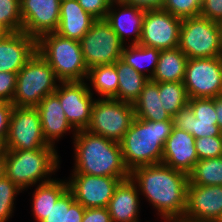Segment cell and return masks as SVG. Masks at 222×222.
<instances>
[{
    "label": "cell",
    "instance_id": "c3c4849f",
    "mask_svg": "<svg viewBox=\"0 0 222 222\" xmlns=\"http://www.w3.org/2000/svg\"><path fill=\"white\" fill-rule=\"evenodd\" d=\"M4 151V145L0 142V154Z\"/></svg>",
    "mask_w": 222,
    "mask_h": 222
},
{
    "label": "cell",
    "instance_id": "836d02e7",
    "mask_svg": "<svg viewBox=\"0 0 222 222\" xmlns=\"http://www.w3.org/2000/svg\"><path fill=\"white\" fill-rule=\"evenodd\" d=\"M202 0H164L163 10L180 19L200 16Z\"/></svg>",
    "mask_w": 222,
    "mask_h": 222
},
{
    "label": "cell",
    "instance_id": "6da1fadb",
    "mask_svg": "<svg viewBox=\"0 0 222 222\" xmlns=\"http://www.w3.org/2000/svg\"><path fill=\"white\" fill-rule=\"evenodd\" d=\"M130 178L164 222L183 219L189 183L187 174L158 163L133 169Z\"/></svg>",
    "mask_w": 222,
    "mask_h": 222
},
{
    "label": "cell",
    "instance_id": "603a6c76",
    "mask_svg": "<svg viewBox=\"0 0 222 222\" xmlns=\"http://www.w3.org/2000/svg\"><path fill=\"white\" fill-rule=\"evenodd\" d=\"M132 105L135 117L138 119L155 122L172 120V117L162 106L161 97H159V83L150 79Z\"/></svg>",
    "mask_w": 222,
    "mask_h": 222
},
{
    "label": "cell",
    "instance_id": "d590c367",
    "mask_svg": "<svg viewBox=\"0 0 222 222\" xmlns=\"http://www.w3.org/2000/svg\"><path fill=\"white\" fill-rule=\"evenodd\" d=\"M75 201L72 192L67 189L51 208L42 222H67L69 206Z\"/></svg>",
    "mask_w": 222,
    "mask_h": 222
},
{
    "label": "cell",
    "instance_id": "4fadbf2b",
    "mask_svg": "<svg viewBox=\"0 0 222 222\" xmlns=\"http://www.w3.org/2000/svg\"><path fill=\"white\" fill-rule=\"evenodd\" d=\"M182 19L163 9L145 10L139 44L166 50L179 47Z\"/></svg>",
    "mask_w": 222,
    "mask_h": 222
},
{
    "label": "cell",
    "instance_id": "2e32d148",
    "mask_svg": "<svg viewBox=\"0 0 222 222\" xmlns=\"http://www.w3.org/2000/svg\"><path fill=\"white\" fill-rule=\"evenodd\" d=\"M60 0H20L22 32L36 40L55 32L60 21Z\"/></svg>",
    "mask_w": 222,
    "mask_h": 222
},
{
    "label": "cell",
    "instance_id": "7402d4cb",
    "mask_svg": "<svg viewBox=\"0 0 222 222\" xmlns=\"http://www.w3.org/2000/svg\"><path fill=\"white\" fill-rule=\"evenodd\" d=\"M96 20L77 0H66L60 3V21L55 33L80 41Z\"/></svg>",
    "mask_w": 222,
    "mask_h": 222
},
{
    "label": "cell",
    "instance_id": "bcb514c9",
    "mask_svg": "<svg viewBox=\"0 0 222 222\" xmlns=\"http://www.w3.org/2000/svg\"><path fill=\"white\" fill-rule=\"evenodd\" d=\"M5 176V151L0 154V179Z\"/></svg>",
    "mask_w": 222,
    "mask_h": 222
},
{
    "label": "cell",
    "instance_id": "1f68e13d",
    "mask_svg": "<svg viewBox=\"0 0 222 222\" xmlns=\"http://www.w3.org/2000/svg\"><path fill=\"white\" fill-rule=\"evenodd\" d=\"M0 27L5 32L22 31L20 0H0Z\"/></svg>",
    "mask_w": 222,
    "mask_h": 222
},
{
    "label": "cell",
    "instance_id": "7dc6e473",
    "mask_svg": "<svg viewBox=\"0 0 222 222\" xmlns=\"http://www.w3.org/2000/svg\"><path fill=\"white\" fill-rule=\"evenodd\" d=\"M109 5L127 3L128 0H106Z\"/></svg>",
    "mask_w": 222,
    "mask_h": 222
},
{
    "label": "cell",
    "instance_id": "8992f818",
    "mask_svg": "<svg viewBox=\"0 0 222 222\" xmlns=\"http://www.w3.org/2000/svg\"><path fill=\"white\" fill-rule=\"evenodd\" d=\"M61 82L52 67L36 51L17 73L13 106L37 107L47 95L53 94Z\"/></svg>",
    "mask_w": 222,
    "mask_h": 222
},
{
    "label": "cell",
    "instance_id": "ba28073f",
    "mask_svg": "<svg viewBox=\"0 0 222 222\" xmlns=\"http://www.w3.org/2000/svg\"><path fill=\"white\" fill-rule=\"evenodd\" d=\"M134 118L131 103L98 97L94 101L91 122L86 130L120 144Z\"/></svg>",
    "mask_w": 222,
    "mask_h": 222
},
{
    "label": "cell",
    "instance_id": "f907efd6",
    "mask_svg": "<svg viewBox=\"0 0 222 222\" xmlns=\"http://www.w3.org/2000/svg\"><path fill=\"white\" fill-rule=\"evenodd\" d=\"M170 222H187V221H184V220L182 219V220H174V221H170Z\"/></svg>",
    "mask_w": 222,
    "mask_h": 222
},
{
    "label": "cell",
    "instance_id": "d4e9b609",
    "mask_svg": "<svg viewBox=\"0 0 222 222\" xmlns=\"http://www.w3.org/2000/svg\"><path fill=\"white\" fill-rule=\"evenodd\" d=\"M68 189L67 180L53 179L44 184H38L32 197V214L37 222H42L54 206L58 198Z\"/></svg>",
    "mask_w": 222,
    "mask_h": 222
},
{
    "label": "cell",
    "instance_id": "e0dca14e",
    "mask_svg": "<svg viewBox=\"0 0 222 222\" xmlns=\"http://www.w3.org/2000/svg\"><path fill=\"white\" fill-rule=\"evenodd\" d=\"M36 52V39L25 32L0 36V72L18 73Z\"/></svg>",
    "mask_w": 222,
    "mask_h": 222
},
{
    "label": "cell",
    "instance_id": "277c9868",
    "mask_svg": "<svg viewBox=\"0 0 222 222\" xmlns=\"http://www.w3.org/2000/svg\"><path fill=\"white\" fill-rule=\"evenodd\" d=\"M4 151L5 175L23 191L53 180L51 174L60 167L58 152L52 145L36 150Z\"/></svg>",
    "mask_w": 222,
    "mask_h": 222
},
{
    "label": "cell",
    "instance_id": "f1b7e54d",
    "mask_svg": "<svg viewBox=\"0 0 222 222\" xmlns=\"http://www.w3.org/2000/svg\"><path fill=\"white\" fill-rule=\"evenodd\" d=\"M90 81L92 89L100 98L118 100V76L115 64L99 65L88 69L86 81Z\"/></svg>",
    "mask_w": 222,
    "mask_h": 222
},
{
    "label": "cell",
    "instance_id": "44dd1931",
    "mask_svg": "<svg viewBox=\"0 0 222 222\" xmlns=\"http://www.w3.org/2000/svg\"><path fill=\"white\" fill-rule=\"evenodd\" d=\"M137 185L128 178L119 183L109 202L112 222H140V199Z\"/></svg>",
    "mask_w": 222,
    "mask_h": 222
},
{
    "label": "cell",
    "instance_id": "f6af8a7d",
    "mask_svg": "<svg viewBox=\"0 0 222 222\" xmlns=\"http://www.w3.org/2000/svg\"><path fill=\"white\" fill-rule=\"evenodd\" d=\"M215 111L217 115V124L222 131V95L215 97Z\"/></svg>",
    "mask_w": 222,
    "mask_h": 222
},
{
    "label": "cell",
    "instance_id": "30bf717a",
    "mask_svg": "<svg viewBox=\"0 0 222 222\" xmlns=\"http://www.w3.org/2000/svg\"><path fill=\"white\" fill-rule=\"evenodd\" d=\"M184 86L189 99L222 95V56L187 60Z\"/></svg>",
    "mask_w": 222,
    "mask_h": 222
},
{
    "label": "cell",
    "instance_id": "8d00e7d4",
    "mask_svg": "<svg viewBox=\"0 0 222 222\" xmlns=\"http://www.w3.org/2000/svg\"><path fill=\"white\" fill-rule=\"evenodd\" d=\"M188 105L200 121H217L215 98L189 99Z\"/></svg>",
    "mask_w": 222,
    "mask_h": 222
},
{
    "label": "cell",
    "instance_id": "5b68a950",
    "mask_svg": "<svg viewBox=\"0 0 222 222\" xmlns=\"http://www.w3.org/2000/svg\"><path fill=\"white\" fill-rule=\"evenodd\" d=\"M36 51L52 67L61 82L86 81L88 67L78 40L52 32L36 40Z\"/></svg>",
    "mask_w": 222,
    "mask_h": 222
},
{
    "label": "cell",
    "instance_id": "8fae6325",
    "mask_svg": "<svg viewBox=\"0 0 222 222\" xmlns=\"http://www.w3.org/2000/svg\"><path fill=\"white\" fill-rule=\"evenodd\" d=\"M48 146L37 108L14 106L4 150H36Z\"/></svg>",
    "mask_w": 222,
    "mask_h": 222
},
{
    "label": "cell",
    "instance_id": "ac0fdd59",
    "mask_svg": "<svg viewBox=\"0 0 222 222\" xmlns=\"http://www.w3.org/2000/svg\"><path fill=\"white\" fill-rule=\"evenodd\" d=\"M198 160L194 136L173 127L165 141L161 163L188 175Z\"/></svg>",
    "mask_w": 222,
    "mask_h": 222
},
{
    "label": "cell",
    "instance_id": "7bdbcfd3",
    "mask_svg": "<svg viewBox=\"0 0 222 222\" xmlns=\"http://www.w3.org/2000/svg\"><path fill=\"white\" fill-rule=\"evenodd\" d=\"M84 213L85 207H83L79 202L74 201L69 206L67 222H82Z\"/></svg>",
    "mask_w": 222,
    "mask_h": 222
},
{
    "label": "cell",
    "instance_id": "9a60e30c",
    "mask_svg": "<svg viewBox=\"0 0 222 222\" xmlns=\"http://www.w3.org/2000/svg\"><path fill=\"white\" fill-rule=\"evenodd\" d=\"M183 220L187 222H221L222 185L200 186L188 183Z\"/></svg>",
    "mask_w": 222,
    "mask_h": 222
},
{
    "label": "cell",
    "instance_id": "d6a6232c",
    "mask_svg": "<svg viewBox=\"0 0 222 222\" xmlns=\"http://www.w3.org/2000/svg\"><path fill=\"white\" fill-rule=\"evenodd\" d=\"M21 190L6 175L0 179V222H7L14 212V201Z\"/></svg>",
    "mask_w": 222,
    "mask_h": 222
},
{
    "label": "cell",
    "instance_id": "5bb4252c",
    "mask_svg": "<svg viewBox=\"0 0 222 222\" xmlns=\"http://www.w3.org/2000/svg\"><path fill=\"white\" fill-rule=\"evenodd\" d=\"M122 180L117 177L71 174L68 189L75 201L85 208H107L116 187Z\"/></svg>",
    "mask_w": 222,
    "mask_h": 222
},
{
    "label": "cell",
    "instance_id": "ffe728a7",
    "mask_svg": "<svg viewBox=\"0 0 222 222\" xmlns=\"http://www.w3.org/2000/svg\"><path fill=\"white\" fill-rule=\"evenodd\" d=\"M36 108L40 114L43 136L49 145L56 147L55 141L57 142L69 130L73 132V137L75 136L76 131L68 122L59 97L55 93L47 95Z\"/></svg>",
    "mask_w": 222,
    "mask_h": 222
},
{
    "label": "cell",
    "instance_id": "681fc988",
    "mask_svg": "<svg viewBox=\"0 0 222 222\" xmlns=\"http://www.w3.org/2000/svg\"><path fill=\"white\" fill-rule=\"evenodd\" d=\"M6 32L0 27V36L4 35Z\"/></svg>",
    "mask_w": 222,
    "mask_h": 222
},
{
    "label": "cell",
    "instance_id": "ee69618b",
    "mask_svg": "<svg viewBox=\"0 0 222 222\" xmlns=\"http://www.w3.org/2000/svg\"><path fill=\"white\" fill-rule=\"evenodd\" d=\"M127 3L144 10H153L162 9L164 0H128Z\"/></svg>",
    "mask_w": 222,
    "mask_h": 222
},
{
    "label": "cell",
    "instance_id": "cb8c5ba5",
    "mask_svg": "<svg viewBox=\"0 0 222 222\" xmlns=\"http://www.w3.org/2000/svg\"><path fill=\"white\" fill-rule=\"evenodd\" d=\"M188 57L179 47L160 50L155 72L150 80L153 82H183Z\"/></svg>",
    "mask_w": 222,
    "mask_h": 222
},
{
    "label": "cell",
    "instance_id": "7c38bea8",
    "mask_svg": "<svg viewBox=\"0 0 222 222\" xmlns=\"http://www.w3.org/2000/svg\"><path fill=\"white\" fill-rule=\"evenodd\" d=\"M87 81L59 82L54 92L64 110L65 116L75 131L86 130L91 122L95 101Z\"/></svg>",
    "mask_w": 222,
    "mask_h": 222
},
{
    "label": "cell",
    "instance_id": "4316f807",
    "mask_svg": "<svg viewBox=\"0 0 222 222\" xmlns=\"http://www.w3.org/2000/svg\"><path fill=\"white\" fill-rule=\"evenodd\" d=\"M173 127L184 130L199 139L206 136H222L217 121H200L189 105L181 108L172 117Z\"/></svg>",
    "mask_w": 222,
    "mask_h": 222
},
{
    "label": "cell",
    "instance_id": "4dcf8cb0",
    "mask_svg": "<svg viewBox=\"0 0 222 222\" xmlns=\"http://www.w3.org/2000/svg\"><path fill=\"white\" fill-rule=\"evenodd\" d=\"M159 97H161L163 108L171 117L189 102L183 82H159Z\"/></svg>",
    "mask_w": 222,
    "mask_h": 222
},
{
    "label": "cell",
    "instance_id": "7a4b0ae2",
    "mask_svg": "<svg viewBox=\"0 0 222 222\" xmlns=\"http://www.w3.org/2000/svg\"><path fill=\"white\" fill-rule=\"evenodd\" d=\"M74 143V169L72 174L130 178L124 164L121 145L88 130L76 131Z\"/></svg>",
    "mask_w": 222,
    "mask_h": 222
},
{
    "label": "cell",
    "instance_id": "74e56055",
    "mask_svg": "<svg viewBox=\"0 0 222 222\" xmlns=\"http://www.w3.org/2000/svg\"><path fill=\"white\" fill-rule=\"evenodd\" d=\"M16 81L17 73L0 72V101L12 103Z\"/></svg>",
    "mask_w": 222,
    "mask_h": 222
},
{
    "label": "cell",
    "instance_id": "816d5d0a",
    "mask_svg": "<svg viewBox=\"0 0 222 222\" xmlns=\"http://www.w3.org/2000/svg\"><path fill=\"white\" fill-rule=\"evenodd\" d=\"M220 28H221V39H222V21L219 23Z\"/></svg>",
    "mask_w": 222,
    "mask_h": 222
},
{
    "label": "cell",
    "instance_id": "d6986e66",
    "mask_svg": "<svg viewBox=\"0 0 222 222\" xmlns=\"http://www.w3.org/2000/svg\"><path fill=\"white\" fill-rule=\"evenodd\" d=\"M144 15V9L128 3L113 4L110 5L106 21L124 45H133L140 42ZM128 37L131 38V42L126 43Z\"/></svg>",
    "mask_w": 222,
    "mask_h": 222
},
{
    "label": "cell",
    "instance_id": "b9f144b4",
    "mask_svg": "<svg viewBox=\"0 0 222 222\" xmlns=\"http://www.w3.org/2000/svg\"><path fill=\"white\" fill-rule=\"evenodd\" d=\"M82 222H112L108 208H85Z\"/></svg>",
    "mask_w": 222,
    "mask_h": 222
},
{
    "label": "cell",
    "instance_id": "484cf974",
    "mask_svg": "<svg viewBox=\"0 0 222 222\" xmlns=\"http://www.w3.org/2000/svg\"><path fill=\"white\" fill-rule=\"evenodd\" d=\"M118 76V100L133 104L149 81V78L124 62L121 58L115 63Z\"/></svg>",
    "mask_w": 222,
    "mask_h": 222
},
{
    "label": "cell",
    "instance_id": "9c48e42d",
    "mask_svg": "<svg viewBox=\"0 0 222 222\" xmlns=\"http://www.w3.org/2000/svg\"><path fill=\"white\" fill-rule=\"evenodd\" d=\"M79 42L88 69L114 64L125 46L106 19H97Z\"/></svg>",
    "mask_w": 222,
    "mask_h": 222
},
{
    "label": "cell",
    "instance_id": "f35d334b",
    "mask_svg": "<svg viewBox=\"0 0 222 222\" xmlns=\"http://www.w3.org/2000/svg\"><path fill=\"white\" fill-rule=\"evenodd\" d=\"M79 5L95 19H106L110 5L106 0H77Z\"/></svg>",
    "mask_w": 222,
    "mask_h": 222
},
{
    "label": "cell",
    "instance_id": "60d3db41",
    "mask_svg": "<svg viewBox=\"0 0 222 222\" xmlns=\"http://www.w3.org/2000/svg\"><path fill=\"white\" fill-rule=\"evenodd\" d=\"M13 107L10 102L0 101V142L3 145L8 136Z\"/></svg>",
    "mask_w": 222,
    "mask_h": 222
},
{
    "label": "cell",
    "instance_id": "3957f363",
    "mask_svg": "<svg viewBox=\"0 0 222 222\" xmlns=\"http://www.w3.org/2000/svg\"><path fill=\"white\" fill-rule=\"evenodd\" d=\"M172 129V120L155 122L135 117L120 143L129 172L140 166L161 163L163 147Z\"/></svg>",
    "mask_w": 222,
    "mask_h": 222
},
{
    "label": "cell",
    "instance_id": "f546056e",
    "mask_svg": "<svg viewBox=\"0 0 222 222\" xmlns=\"http://www.w3.org/2000/svg\"><path fill=\"white\" fill-rule=\"evenodd\" d=\"M188 179L189 184L200 186L222 185V156L198 160Z\"/></svg>",
    "mask_w": 222,
    "mask_h": 222
},
{
    "label": "cell",
    "instance_id": "83f0119b",
    "mask_svg": "<svg viewBox=\"0 0 222 222\" xmlns=\"http://www.w3.org/2000/svg\"><path fill=\"white\" fill-rule=\"evenodd\" d=\"M159 56L160 50L156 48L133 44L124 46L121 59L137 72L142 73L151 79L155 72Z\"/></svg>",
    "mask_w": 222,
    "mask_h": 222
},
{
    "label": "cell",
    "instance_id": "ab89813d",
    "mask_svg": "<svg viewBox=\"0 0 222 222\" xmlns=\"http://www.w3.org/2000/svg\"><path fill=\"white\" fill-rule=\"evenodd\" d=\"M200 16L211 21H222V0H202Z\"/></svg>",
    "mask_w": 222,
    "mask_h": 222
},
{
    "label": "cell",
    "instance_id": "e575fe53",
    "mask_svg": "<svg viewBox=\"0 0 222 222\" xmlns=\"http://www.w3.org/2000/svg\"><path fill=\"white\" fill-rule=\"evenodd\" d=\"M195 148L199 160L222 156V136H206L195 139Z\"/></svg>",
    "mask_w": 222,
    "mask_h": 222
},
{
    "label": "cell",
    "instance_id": "52a82bcc",
    "mask_svg": "<svg viewBox=\"0 0 222 222\" xmlns=\"http://www.w3.org/2000/svg\"><path fill=\"white\" fill-rule=\"evenodd\" d=\"M179 49L188 59L222 56L219 23L202 16L182 19Z\"/></svg>",
    "mask_w": 222,
    "mask_h": 222
}]
</instances>
